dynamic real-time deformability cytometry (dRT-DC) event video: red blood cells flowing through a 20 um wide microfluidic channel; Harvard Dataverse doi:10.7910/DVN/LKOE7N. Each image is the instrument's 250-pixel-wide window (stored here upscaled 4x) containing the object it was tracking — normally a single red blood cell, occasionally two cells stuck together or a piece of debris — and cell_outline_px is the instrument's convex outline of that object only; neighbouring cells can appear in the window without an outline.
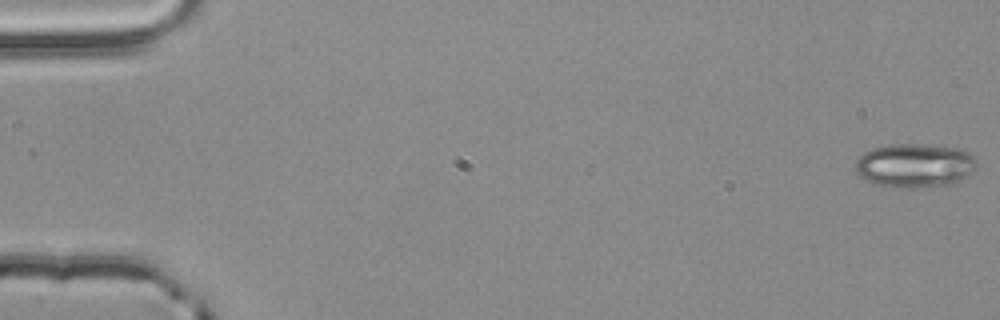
{"species": "common noctule bat (a hibernating species)", "species_latin": "Nyctalus noctula", "temperature_condition": "room temperature", "stored_images_in_passage": 4, "camera_frame_rate_fps": 3000, "um_per_image_px": 0.085, "animal": {"sex": "male", "body_mass_g": 20.4}, "frame": {"image": 1, "passage_image": 1, "time_ms": 0.0, "image_size_px": [1000, 320], "cell_outline_px": [[976, 164], [960, 180], [948, 184], [912, 188], [908, 188], [872, 184], [860, 176], [856, 172], [856, 160], [864, 152], [872, 148], [892, 144], [916, 144], [956, 148], [972, 156], [976, 160]], "centroid_in_image_um": [77.66, 14.06], "position_along_channel_um": 7.3, "area_um2": 30.4}}
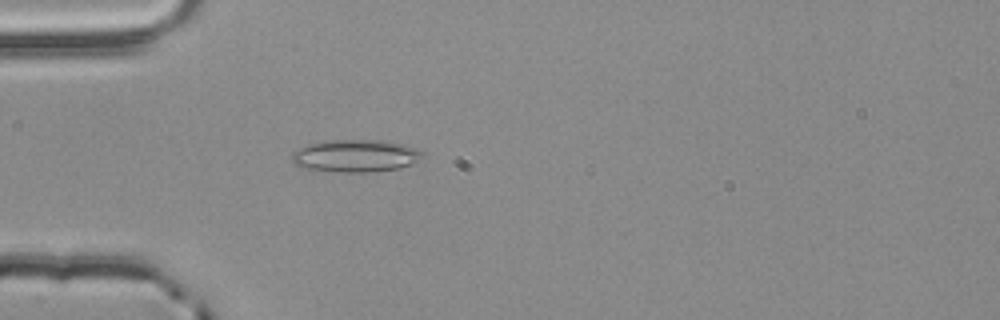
{"frame": {"image": 2, "passage_image": 4, "time_ms": 1.0, "image_size_px": [1000, 320], "cell_outline_px": [[424, 156], [412, 164], [396, 168], [372, 172], [340, 172], [300, 168], [292, 160], [292, 152], [296, 148], [308, 144], [324, 140], [388, 140], [404, 144], [416, 148], [424, 152]], "centroid_in_image_um": [30.21, 13.23], "position_along_channel_um": 54.8, "area_um2": 25.03}}